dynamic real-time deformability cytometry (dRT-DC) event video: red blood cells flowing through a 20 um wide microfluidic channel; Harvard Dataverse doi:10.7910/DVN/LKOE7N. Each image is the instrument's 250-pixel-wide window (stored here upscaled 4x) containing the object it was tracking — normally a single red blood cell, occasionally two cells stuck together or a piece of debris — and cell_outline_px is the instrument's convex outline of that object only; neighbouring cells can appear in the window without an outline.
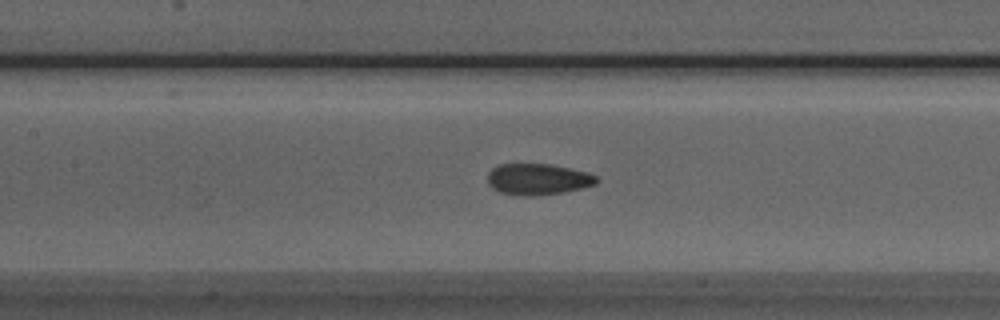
{"species": "Egyptian fruit bat (a non-hibernating species)", "species_latin": "Rousettus aegyptiacus", "temperature_condition": "room temperature", "stored_images_in_passage": 52, "camera_frame_rate_fps": 3000, "um_per_image_px": 0.085, "animal": {"sex": "male"}, "frame": {"image": 1, "passage_image": 23, "time_ms": 7.333, "image_size_px": [1000, 320], "cell_outline_px": [[600, 180], [596, 184], [584, 188], [564, 192], [532, 196], [516, 196], [500, 192], [492, 188], [488, 184], [488, 172], [492, 168], [500, 164], [548, 164], [588, 172], [596, 176]], "centroid_in_image_um": [45.72, 15.25], "position_along_channel_um": 161.7, "area_um2": 20.0}}
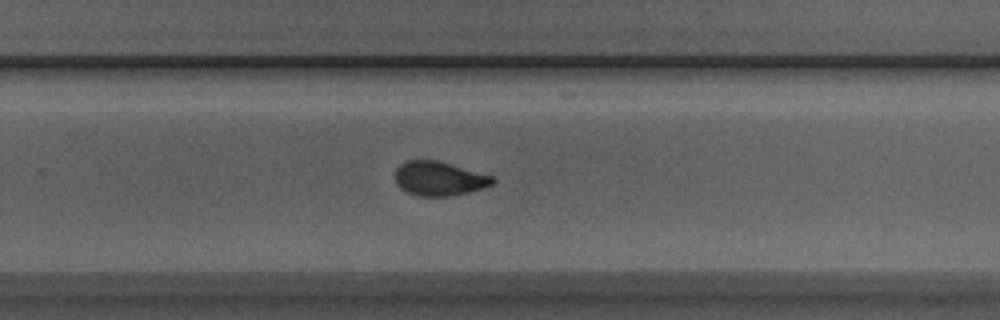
{"frame": {"image": 2, "passage_image": 33, "time_ms": 10.667, "image_size_px": [1000, 320], "cell_outline_px": [[496, 180], [492, 184], [484, 188], [468, 192], [448, 196], [420, 196], [408, 192], [400, 188], [396, 184], [396, 168], [404, 160], [436, 160], [492, 176]], "centroid_in_image_um": [37.3, 15.18], "position_along_channel_um": 292.5, "area_um2": 19.25}}
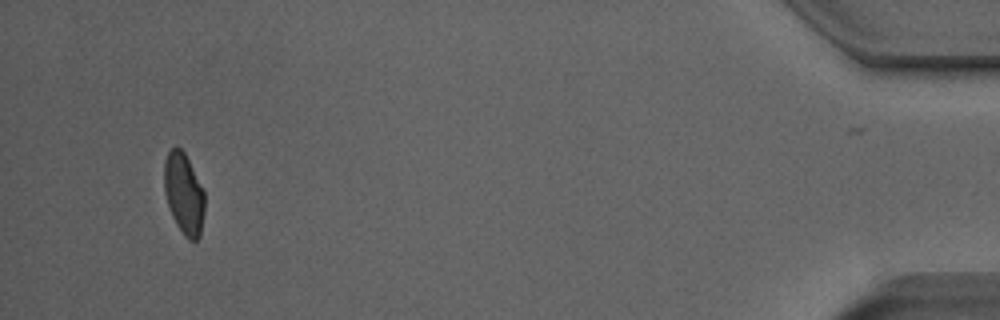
{"frame": {"image": 3, "passage_image": 49, "time_ms": 16.0, "image_size_px": [1000, 320], "cell_outline_px": [[204, 212], [200, 236], [196, 240], [188, 240], [184, 236], [176, 224], [172, 216], [164, 192], [164, 160], [168, 152], [176, 144], [184, 152], [204, 192]], "centroid_in_image_um": [15.61, 16.47], "position_along_channel_um": 419.6, "area_um2": 19.07}, "authors_computed_cell_mechanics": {"area_um2": 19.941, "velocity_mm_per_s": 3.9457, "shape_relaxation_time_tau1_ms": 4.6326, "shape_relaxation_time_tau2_ms": 1.273, "deformation_change_tau1": 0.1392, "deformation_change_tau2": 0.0486}}